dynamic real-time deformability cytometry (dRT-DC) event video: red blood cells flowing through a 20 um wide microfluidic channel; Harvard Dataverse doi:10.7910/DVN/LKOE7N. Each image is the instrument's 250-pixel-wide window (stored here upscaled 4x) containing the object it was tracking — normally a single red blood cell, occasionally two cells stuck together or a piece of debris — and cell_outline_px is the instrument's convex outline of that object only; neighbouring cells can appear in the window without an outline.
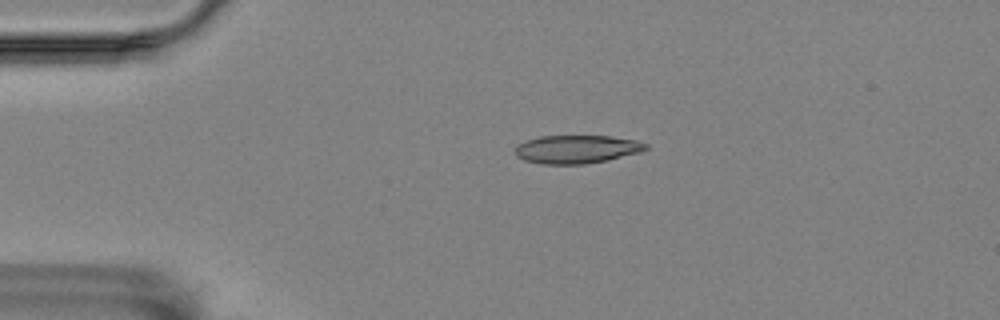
{"species": "Egyptian fruit bat (a non-hibernating species)", "species_latin": "Rousettus aegyptiacus", "temperature_condition": "room temperature", "stored_images_in_passage": 10, "camera_frame_rate_fps": 3000, "um_per_image_px": 0.085, "animal": {"sex": "female"}, "frame": {"image": 1, "passage_image": 1, "time_ms": 0.0, "image_size_px": [1000, 320], "cell_outline_px": [[648, 148], [640, 152], [608, 160], [584, 164], [540, 164], [524, 160], [516, 156], [516, 144], [540, 136], [612, 136], [636, 140], [648, 144]], "centroid_in_image_um": [49.03, 12.68], "position_along_channel_um": 36.0, "area_um2": 21.56}}
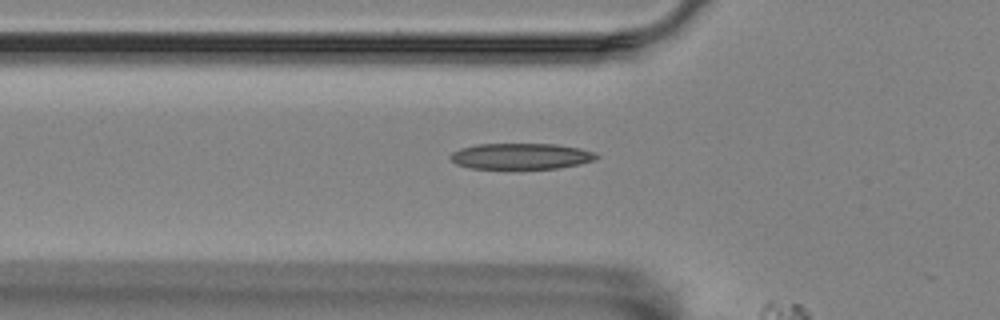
{"frame": {"image": 2, "passage_image": 8, "time_ms": 2.333, "image_size_px": [1000, 320], "cell_outline_px": [[600, 156], [596, 160], [580, 164], [560, 168], [472, 168], [456, 164], [448, 156], [452, 152], [460, 148], [476, 144], [556, 144], [580, 148], [596, 152]], "centroid_in_image_um": [44.32, 13.27], "position_along_channel_um": 81.5, "area_um2": 22.2}}